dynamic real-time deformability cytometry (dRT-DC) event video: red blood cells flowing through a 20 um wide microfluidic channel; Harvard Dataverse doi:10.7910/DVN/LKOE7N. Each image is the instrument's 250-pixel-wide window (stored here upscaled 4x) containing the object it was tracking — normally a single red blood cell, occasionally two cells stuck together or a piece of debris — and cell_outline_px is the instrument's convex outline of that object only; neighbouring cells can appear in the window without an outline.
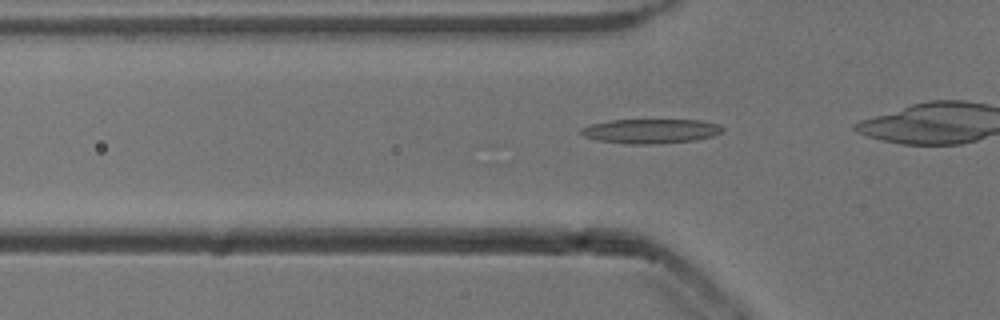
{"species": "common noctule bat (a hibernating species)", "species_latin": "Nyctalus noctula", "temperature_condition": "cold", "stored_images_in_passage": 36, "camera_frame_rate_fps": 3000, "um_per_image_px": 0.085, "animal": {"sex": "male", "body_mass_g": 13.3}, "frame": {"image": 1, "passage_image": 12, "time_ms": 3.667, "image_size_px": [1000, 320], "cell_outline_px": [[724, 128], [720, 132], [712, 136], [696, 140], [648, 144], [632, 144], [600, 140], [584, 136], [580, 132], [580, 128], [592, 124], [612, 120], [700, 120], [720, 124]], "centroid_in_image_um": [55.34, 11.13], "position_along_channel_um": 70.5, "area_um2": 19.88}}
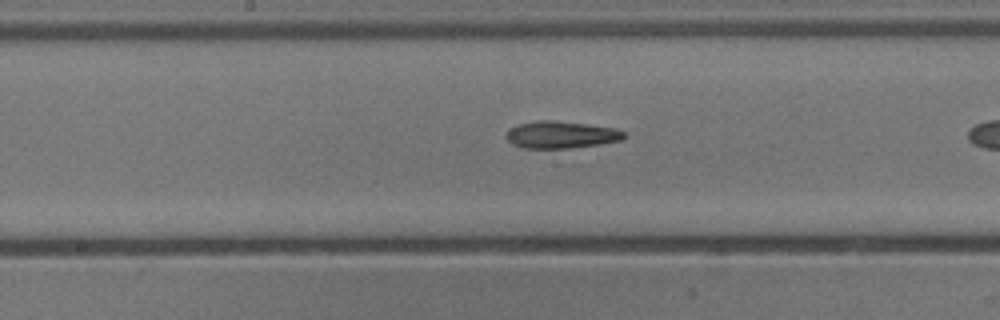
{"frame": {"image": 2, "passage_image": 22, "time_ms": 7.0, "image_size_px": [1000, 320], "cell_outline_px": [[624, 136], [620, 140], [596, 144], [568, 148], [524, 148], [512, 144], [504, 136], [512, 128], [520, 124], [536, 120], [548, 120], [584, 124], [612, 128], [624, 132]], "centroid_in_image_um": [47.62, 11.46], "position_along_channel_um": 200.6, "area_um2": 18.03}}
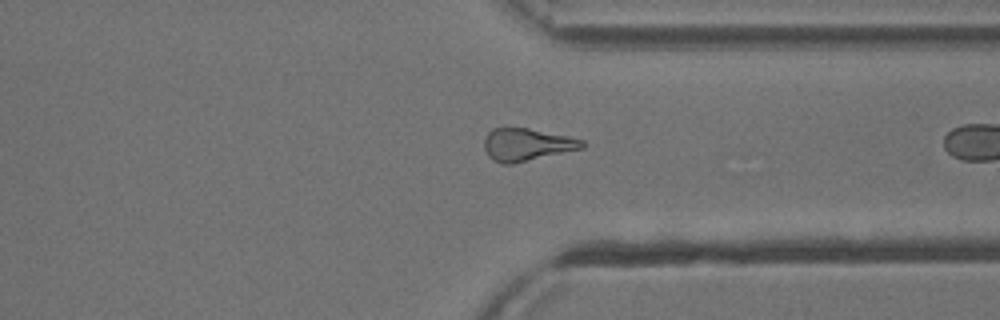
{"frame": {"image": 3, "passage_image": 35, "time_ms": 11.333, "image_size_px": [1000, 320], "cell_outline_px": [[584, 148], [512, 164], [500, 164], [488, 156], [484, 148], [484, 140], [488, 132], [492, 128], [528, 128], [568, 136], [584, 140]], "centroid_in_image_um": [44.77, 12.29], "position_along_channel_um": 366.6, "area_um2": 18.55}}